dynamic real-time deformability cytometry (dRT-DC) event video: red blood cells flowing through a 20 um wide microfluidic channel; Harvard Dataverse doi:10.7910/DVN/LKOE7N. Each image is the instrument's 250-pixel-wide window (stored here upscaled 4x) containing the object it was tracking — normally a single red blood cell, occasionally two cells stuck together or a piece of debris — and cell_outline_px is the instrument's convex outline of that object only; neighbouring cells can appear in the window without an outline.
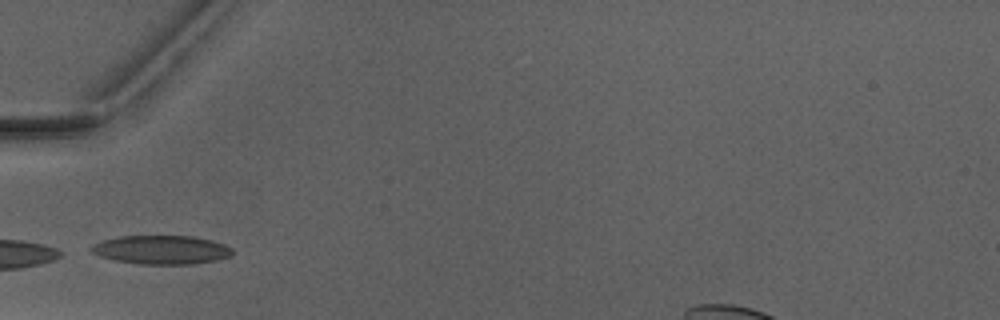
{"species": "Egyptian fruit bat (a non-hibernating species)", "species_latin": "Rousettus aegyptiacus", "temperature_condition": "warm", "stored_images_in_passage": 2, "camera_frame_rate_fps": 3000, "um_per_image_px": 0.085, "animal": {"sex": "male"}, "frame": {"image": 1, "passage_image": 2, "time_ms": 1.0, "image_size_px": [1000, 320], "cell_outline_px": [[232, 256], [216, 260], [196, 264], [136, 264], [116, 260], [100, 256], [92, 252], [88, 248], [92, 244], [104, 240], [120, 236], [192, 236], [212, 240], [224, 244], [232, 248]], "centroid_in_image_um": [13.73, 21.23], "position_along_channel_um": 71.3, "area_um2": 23.76}}